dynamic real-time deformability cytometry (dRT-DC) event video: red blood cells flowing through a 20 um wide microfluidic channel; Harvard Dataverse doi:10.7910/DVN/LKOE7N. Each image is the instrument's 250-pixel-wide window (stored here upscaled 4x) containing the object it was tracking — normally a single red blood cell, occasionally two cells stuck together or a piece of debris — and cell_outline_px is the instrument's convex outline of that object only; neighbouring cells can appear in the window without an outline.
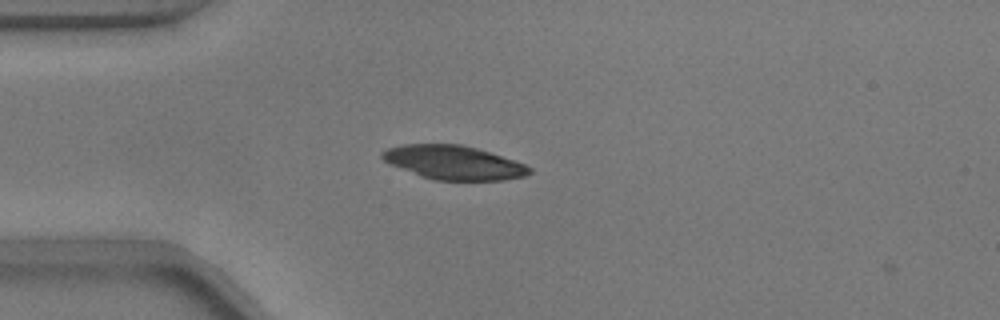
{"species": "common noctule bat (a hibernating species)", "species_latin": "Nyctalus noctula", "temperature_condition": "warm", "stored_images_in_passage": 5, "camera_frame_rate_fps": 3000, "um_per_image_px": 0.085, "animal": {"sex": "male", "body_mass_g": 17.9}, "frame": {"image": 1, "passage_image": 4, "time_ms": 1.0, "image_size_px": [1000, 320], "cell_outline_px": [[532, 172], [524, 176], [504, 180], [436, 180], [420, 176], [388, 164], [380, 156], [380, 152], [388, 148], [404, 144], [460, 144], [476, 148], [524, 164], [532, 168]], "centroid_in_image_um": [38.51, 13.82], "position_along_channel_um": 46.5, "area_um2": 28.96}}